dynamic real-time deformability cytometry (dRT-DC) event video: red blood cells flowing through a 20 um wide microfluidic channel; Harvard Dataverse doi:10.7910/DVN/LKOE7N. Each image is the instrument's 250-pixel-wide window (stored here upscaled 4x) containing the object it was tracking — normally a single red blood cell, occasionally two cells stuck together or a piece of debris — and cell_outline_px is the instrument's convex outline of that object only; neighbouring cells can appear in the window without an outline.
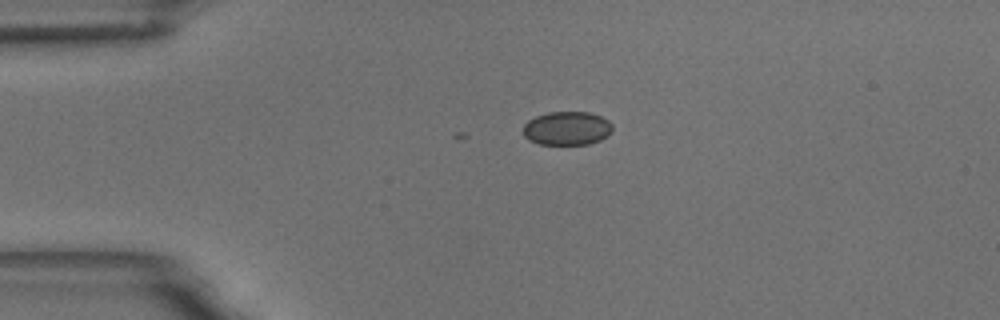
{"species": "common noctule bat (a hibernating species)", "species_latin": "Nyctalus noctula", "temperature_condition": "room temperature", "stored_images_in_passage": 14, "camera_frame_rate_fps": 3000, "um_per_image_px": 0.085, "animal": {"sex": "male", "body_mass_g": 18.8}, "frame": {"image": 1, "passage_image": 1, "time_ms": 0.0, "image_size_px": [1000, 320], "cell_outline_px": [[612, 132], [608, 136], [600, 140], [588, 144], [540, 144], [528, 140], [524, 136], [524, 124], [528, 120], [536, 116], [548, 112], [588, 112], [600, 116], [608, 120], [612, 124]], "centroid_in_image_um": [48.2, 10.91], "position_along_channel_um": 36.8, "area_um2": 17.57}}
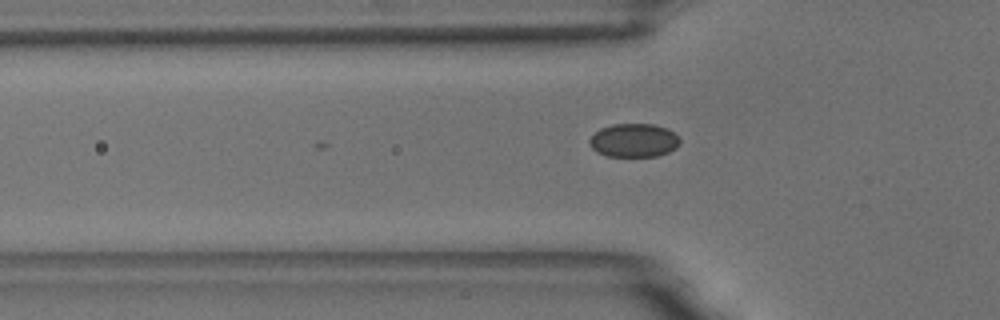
{"frame": {"image": 2, "passage_image": 7, "time_ms": 2.0, "image_size_px": [1000, 320], "cell_outline_px": [[680, 144], [676, 148], [668, 152], [656, 156], [608, 156], [596, 152], [592, 148], [588, 140], [600, 128], [612, 124], [652, 124], [668, 128], [680, 140]], "centroid_in_image_um": [53.87, 11.93], "position_along_channel_um": 71.9, "area_um2": 17.63}}